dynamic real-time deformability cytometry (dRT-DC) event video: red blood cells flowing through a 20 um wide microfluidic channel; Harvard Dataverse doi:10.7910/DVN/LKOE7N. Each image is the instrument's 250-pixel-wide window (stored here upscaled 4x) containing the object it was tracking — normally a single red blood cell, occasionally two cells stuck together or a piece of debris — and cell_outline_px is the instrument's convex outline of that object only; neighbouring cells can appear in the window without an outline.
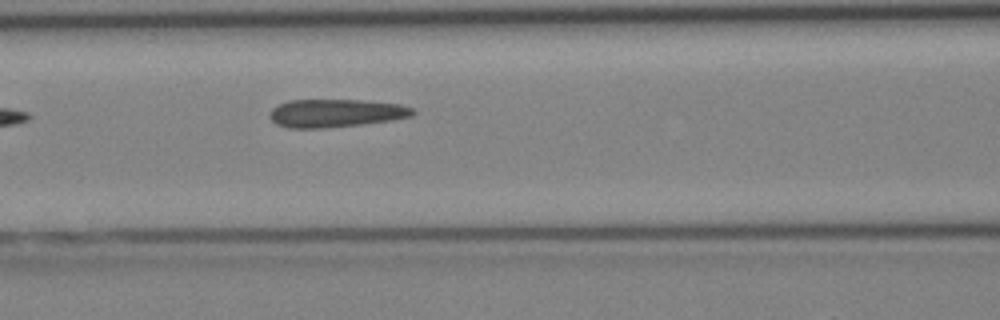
{"species": "Egyptian fruit bat (a non-hibernating species)", "species_latin": "Rousettus aegyptiacus", "temperature_condition": "cold", "stored_images_in_passage": 4, "camera_frame_rate_fps": 3000, "um_per_image_px": 0.085, "animal": {"sex": "female"}, "frame": {"image": 1, "passage_image": 4, "time_ms": 4.333, "image_size_px": [1000, 320], "cell_outline_px": [[416, 112], [412, 116], [392, 120], [364, 124], [324, 128], [288, 128], [276, 124], [272, 120], [272, 108], [288, 100], [360, 100], [400, 104], [412, 108]], "centroid_in_image_um": [28.57, 9.62], "position_along_channel_um": 138.0, "area_um2": 23.29}}